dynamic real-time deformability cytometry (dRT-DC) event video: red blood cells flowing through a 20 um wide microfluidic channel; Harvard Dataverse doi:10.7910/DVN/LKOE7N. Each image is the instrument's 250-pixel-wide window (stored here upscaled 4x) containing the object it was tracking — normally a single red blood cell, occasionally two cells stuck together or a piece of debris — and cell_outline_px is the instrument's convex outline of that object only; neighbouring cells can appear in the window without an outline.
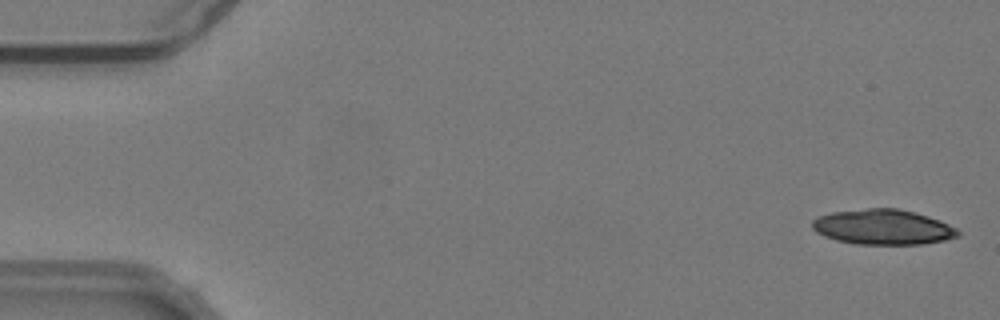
{"species": "common noctule bat (a hibernating species)", "species_latin": "Nyctalus noctula", "temperature_condition": "warm", "stored_images_in_passage": 55, "camera_frame_rate_fps": 3000, "um_per_image_px": 0.085, "animal": {"sex": "male", "body_mass_g": 19.2, "forearm_length_mm": 51.8}, "frame": {"image": 1, "passage_image": 2, "time_ms": 0.333, "image_size_px": [1000, 320], "cell_outline_px": [[960, 236], [944, 240], [920, 244], [856, 244], [836, 240], [824, 236], [816, 232], [812, 228], [812, 220], [816, 216], [832, 212], [868, 208], [900, 208], [928, 216], [940, 220], [956, 228], [960, 232]], "centroid_in_image_um": [75.03, 19.29], "position_along_channel_um": 10.0, "area_um2": 30.0}}
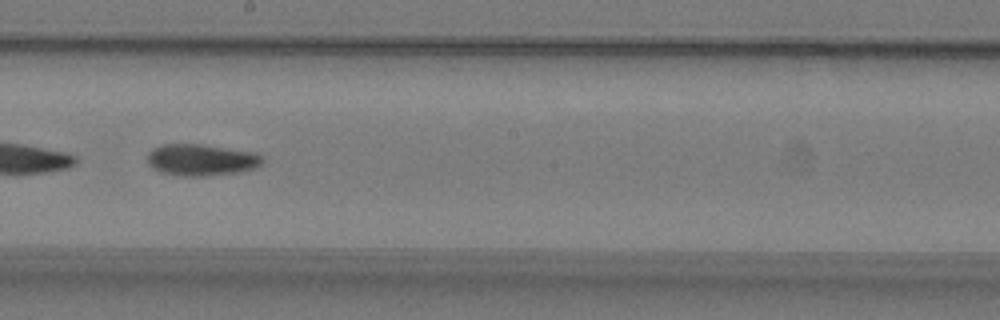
{"frame": {"image": 2, "passage_image": 31, "time_ms": 10.0, "image_size_px": [1000, 320], "cell_outline_px": [[264, 160], [256, 168], [240, 172], [204, 176], [180, 176], [160, 172], [152, 168], [148, 164], [148, 152], [152, 148], [164, 144], [200, 144], [256, 152], [264, 156]], "centroid_in_image_um": [17.12, 13.59], "position_along_channel_um": 231.1, "area_um2": 21.44}}
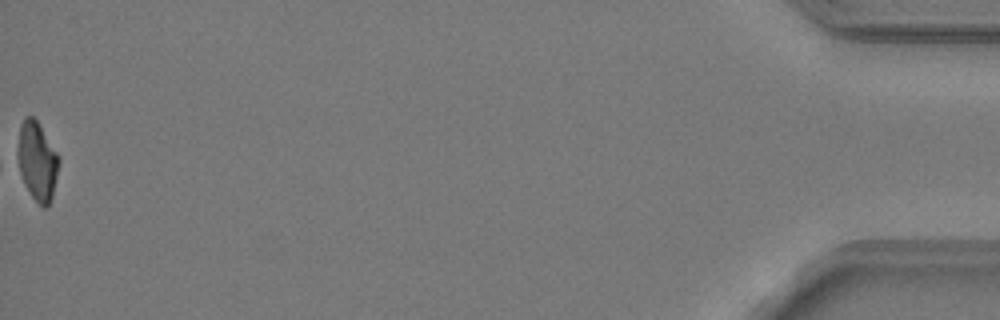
{"frame": {"image": 3, "passage_image": 55, "time_ms": 18.0, "image_size_px": [1000, 320], "cell_outline_px": [[60, 160], [52, 196], [48, 204], [44, 208], [32, 196], [24, 184], [20, 172], [16, 156], [16, 148], [20, 124], [24, 116], [32, 116], [36, 120], [56, 152]], "centroid_in_image_um": [3.12, 13.66], "position_along_channel_um": 432.1, "area_um2": 18.73}, "authors_computed_cell_mechanics": {"area_um2": 20.9814, "velocity_mm_per_s": 3.8036, "shape_relaxation_time_tau1_ms": 8.1188, "shape_relaxation_time_tau2_ms": 5.9017, "deformation_change_tau1": 0.2081, "deformation_change_tau2": 0.096}}